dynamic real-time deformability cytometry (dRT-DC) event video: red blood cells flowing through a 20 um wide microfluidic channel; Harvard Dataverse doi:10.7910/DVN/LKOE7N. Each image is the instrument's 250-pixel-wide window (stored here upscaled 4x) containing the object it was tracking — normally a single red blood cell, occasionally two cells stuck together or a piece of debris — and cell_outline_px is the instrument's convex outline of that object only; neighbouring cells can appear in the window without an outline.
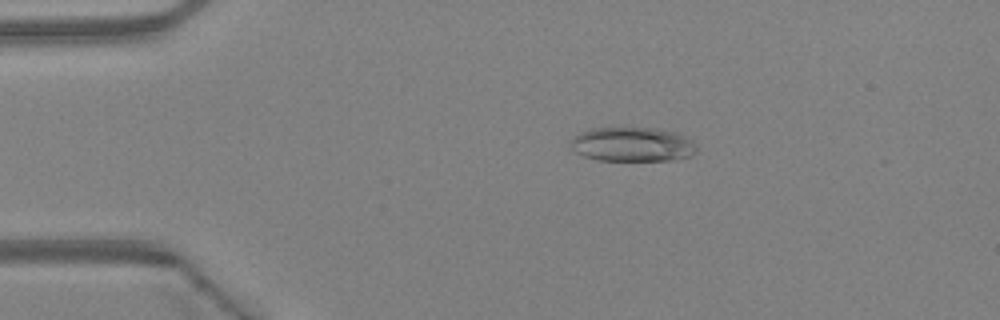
{"species": "Egyptian fruit bat (a non-hibernating species)", "species_latin": "Rousettus aegyptiacus", "temperature_condition": "warm", "stored_images_in_passage": 45, "camera_frame_rate_fps": 3000, "um_per_image_px": 0.085, "animal": {"sex": "female"}, "frame": {"image": 1, "passage_image": 9, "time_ms": 2.667, "image_size_px": [1000, 320], "cell_outline_px": [[696, 152], [688, 156], [672, 160], [596, 160], [584, 156], [576, 152], [568, 144], [568, 140], [580, 132], [592, 128], [656, 128], [676, 132], [692, 140], [696, 148]], "centroid_in_image_um": [53.7, 12.27], "position_along_channel_um": 31.3, "area_um2": 25.26}}
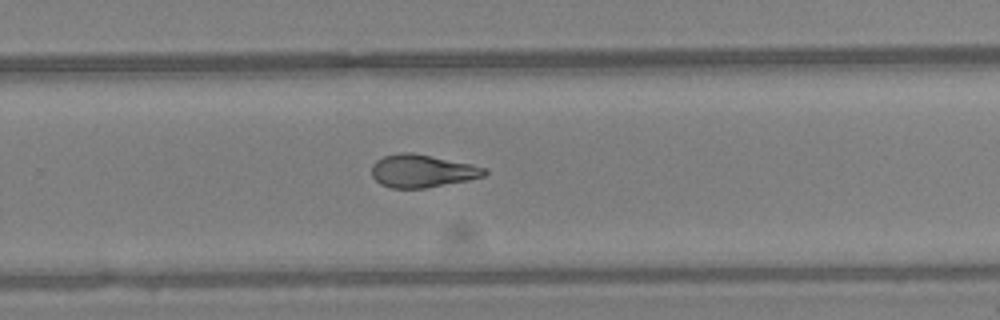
{"frame": {"image": 2, "passage_image": 30, "time_ms": 9.667, "image_size_px": [1000, 320], "cell_outline_px": [[488, 172], [484, 176], [468, 180], [424, 188], [388, 188], [380, 184], [372, 176], [372, 164], [376, 160], [384, 156], [404, 152], [412, 152], [472, 164], [488, 168]], "centroid_in_image_um": [35.89, 14.53], "position_along_channel_um": 293.9, "area_um2": 21.62}}
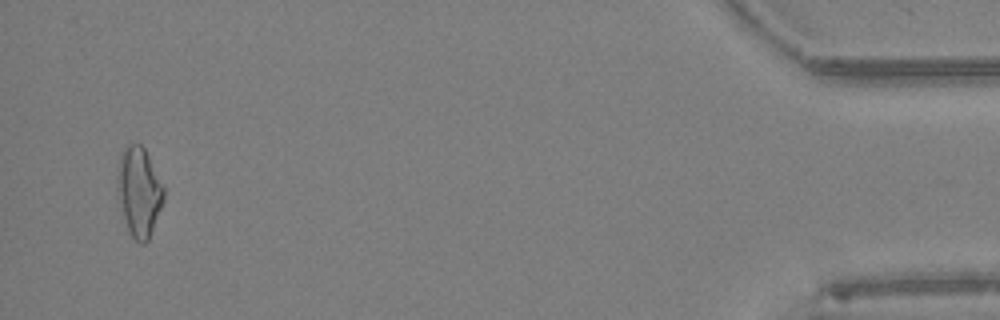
{"frame": {"image": 3, "passage_image": 44, "time_ms": 14.333, "image_size_px": [1000, 320], "cell_outline_px": [[164, 200], [148, 240], [144, 244], [140, 244], [132, 236], [124, 220], [116, 196], [116, 180], [120, 152], [128, 144], [140, 144], [144, 148], [164, 188]], "centroid_in_image_um": [11.78, 16.3], "position_along_channel_um": 423.4, "area_um2": 24.22}, "authors_computed_cell_mechanics": {"area_um2": 22.542, "velocity_mm_per_s": 4.5185, "shape_relaxation_time_tau1_ms": null, "shape_relaxation_time_tau2_ms": 2.747, "deformation_change_tau1": null, "deformation_change_tau2": 0.1061}}